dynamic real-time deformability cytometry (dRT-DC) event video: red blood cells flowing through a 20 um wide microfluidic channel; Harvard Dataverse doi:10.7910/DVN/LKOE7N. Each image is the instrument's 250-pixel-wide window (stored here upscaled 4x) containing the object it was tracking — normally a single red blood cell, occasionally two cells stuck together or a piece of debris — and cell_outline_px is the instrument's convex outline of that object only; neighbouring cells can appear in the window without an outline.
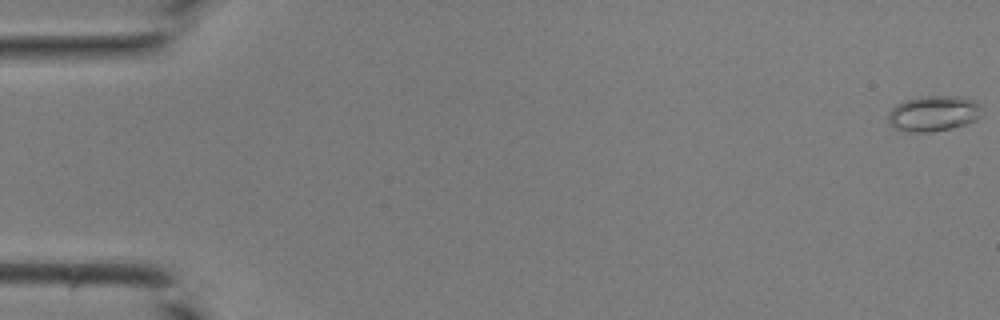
{"species": "common noctule bat (a hibernating species)", "species_latin": "Nyctalus noctula", "temperature_condition": "room temperature", "stored_images_in_passage": 43, "camera_frame_rate_fps": 3000, "um_per_image_px": 0.085, "animal": {"sex": "male", "body_mass_g": 19.0, "forearm_length_mm": 50.8}, "frame": {"image": 1, "passage_image": 1, "time_ms": 0.0, "image_size_px": [1000, 320], "cell_outline_px": [[980, 116], [976, 120], [968, 124], [928, 132], [916, 132], [896, 128], [888, 120], [888, 112], [896, 104], [904, 100], [920, 96], [964, 96], [972, 100], [980, 108]], "centroid_in_image_um": [79.34, 9.62], "position_along_channel_um": 5.7, "area_um2": 19.19}}
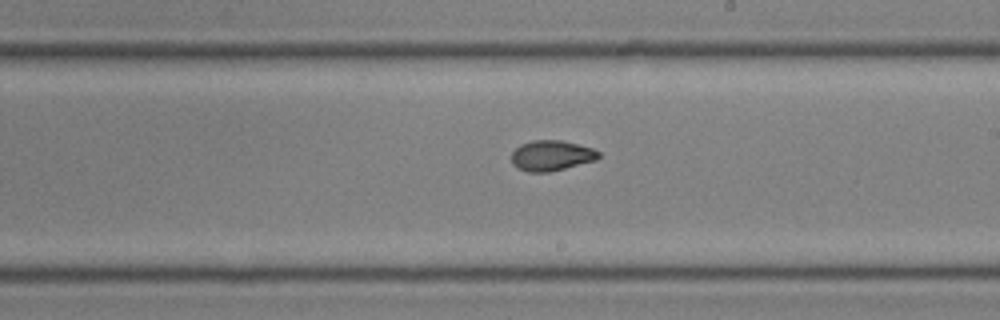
{"frame": {"image": 2, "passage_image": 26, "time_ms": 8.333, "image_size_px": [1000, 320], "cell_outline_px": [[600, 156], [596, 160], [548, 172], [528, 172], [516, 168], [512, 164], [512, 152], [520, 144], [532, 140], [560, 140], [592, 148], [600, 152]], "centroid_in_image_um": [46.84, 13.22], "position_along_channel_um": 242.2, "area_um2": 15.37}}
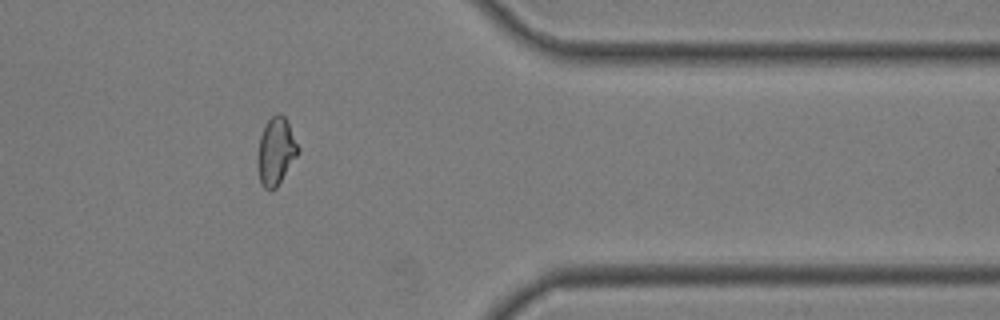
{"frame": {"image": 3, "passage_image": 36, "time_ms": 11.667, "image_size_px": [1000, 320], "cell_outline_px": [[300, 152], [276, 188], [272, 192], [264, 188], [260, 184], [256, 164], [256, 156], [260, 136], [264, 124], [276, 112], [280, 112], [288, 120], [300, 148]], "centroid_in_image_um": [23.44, 12.86], "position_along_channel_um": 388.0, "area_um2": 16.59}}